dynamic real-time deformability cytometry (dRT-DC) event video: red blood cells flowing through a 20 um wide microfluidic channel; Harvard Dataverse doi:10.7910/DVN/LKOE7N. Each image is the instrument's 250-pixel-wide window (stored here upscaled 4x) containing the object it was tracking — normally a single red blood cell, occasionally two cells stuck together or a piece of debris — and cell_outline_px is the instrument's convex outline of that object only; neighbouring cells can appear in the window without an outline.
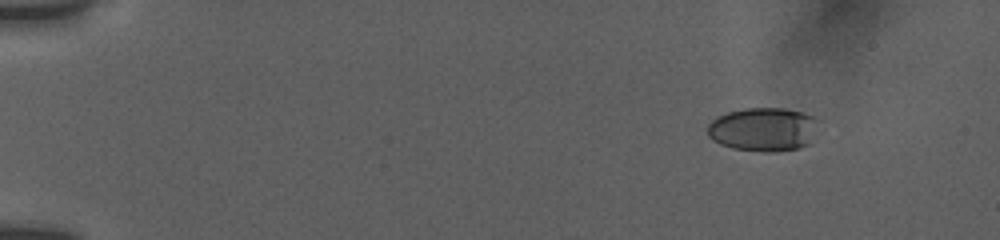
{"species": "human", "species_latin": "Homo sapiens", "temperature_condition": "room temperature", "stored_images_in_passage": 10, "camera_frame_rate_fps": 3000, "um_per_image_px": 0.085, "donor": {"sex": "female"}, "frame": {"image": 1, "passage_image": 3, "time_ms": 2.0, "image_size_px": [1000, 240], "cell_outline_px": [[820, 120], [808, 144], [800, 148], [772, 152], [764, 152], [732, 148], [720, 144], [712, 140], [708, 136], [708, 124], [716, 116], [728, 112], [744, 108], [784, 108], [804, 112]], "centroid_in_image_um": [64.87, 10.99], "position_along_channel_um": 20.1, "area_um2": 28.5}}
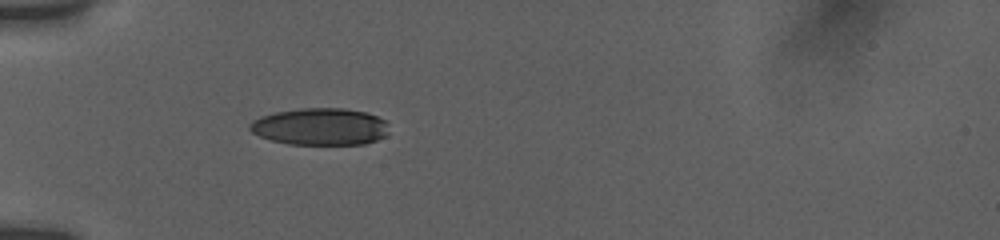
{"frame": {"image": 2, "passage_image": 7, "time_ms": 6.0, "image_size_px": [1000, 240], "cell_outline_px": [[388, 132], [384, 136], [376, 140], [364, 144], [288, 144], [272, 140], [260, 136], [252, 132], [248, 128], [248, 124], [252, 120], [260, 116], [276, 112], [300, 108], [344, 108], [364, 112], [376, 116], [384, 120], [388, 124]], "centroid_in_image_um": [27.19, 10.76], "position_along_channel_um": 57.8, "area_um2": 30.06}}
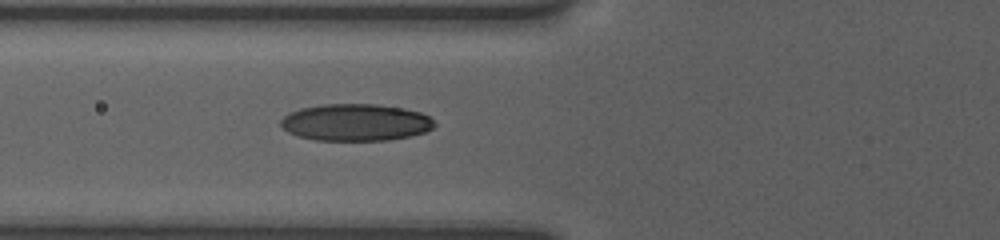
{"frame": {"image": 3, "passage_image": 10, "time_ms": 7.333, "image_size_px": [1000, 240], "cell_outline_px": [[436, 124], [432, 128], [424, 132], [408, 136], [388, 140], [316, 140], [296, 136], [288, 132], [280, 124], [280, 120], [288, 112], [300, 108], [324, 104], [376, 104], [404, 108], [420, 112], [428, 116]], "centroid_in_image_um": [30.2, 10.4], "position_along_channel_um": 95.6, "area_um2": 33.12}}